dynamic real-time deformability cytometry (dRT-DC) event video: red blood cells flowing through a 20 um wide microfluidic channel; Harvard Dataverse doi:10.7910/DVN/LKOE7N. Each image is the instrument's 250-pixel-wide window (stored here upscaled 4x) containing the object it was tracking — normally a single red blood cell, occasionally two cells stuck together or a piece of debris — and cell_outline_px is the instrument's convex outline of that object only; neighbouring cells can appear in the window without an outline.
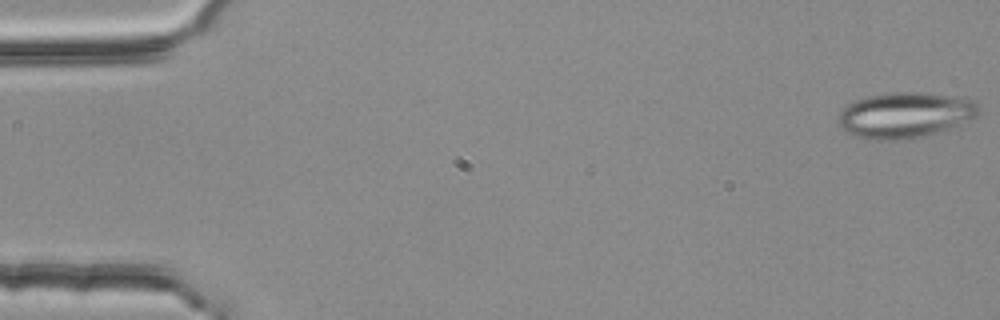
{"species": "common noctule bat (a hibernating species)", "species_latin": "Nyctalus noctula", "temperature_condition": "room temperature", "stored_images_in_passage": 54, "camera_frame_rate_fps": 3000, "um_per_image_px": 0.085, "animal": {"sex": "female", "body_mass_g": 25.1}, "frame": {"image": 1, "passage_image": 1, "time_ms": 0.0, "image_size_px": [1000, 320], "cell_outline_px": [[980, 108], [976, 116], [956, 124], [924, 136], [904, 140], [864, 140], [848, 132], [840, 124], [840, 112], [848, 104], [864, 96], [892, 92], [928, 92], [964, 96], [980, 104]], "centroid_in_image_um": [76.94, 9.75], "position_along_channel_um": 8.1, "area_um2": 37.4}}
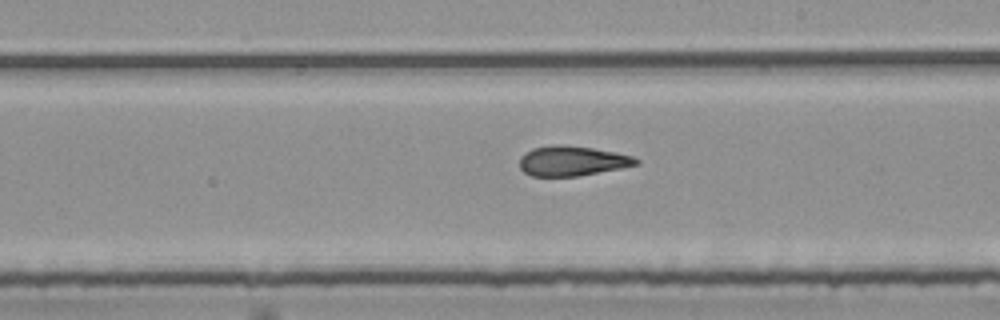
{"frame": {"image": 2, "passage_image": 31, "time_ms": 10.0, "image_size_px": [1000, 320], "cell_outline_px": [[640, 164], [580, 176], [532, 176], [524, 172], [520, 168], [520, 156], [524, 152], [532, 148], [556, 144], [592, 148], [616, 152], [632, 156], [640, 160]], "centroid_in_image_um": [48.62, 13.68], "position_along_channel_um": 240.4, "area_um2": 20.35}}
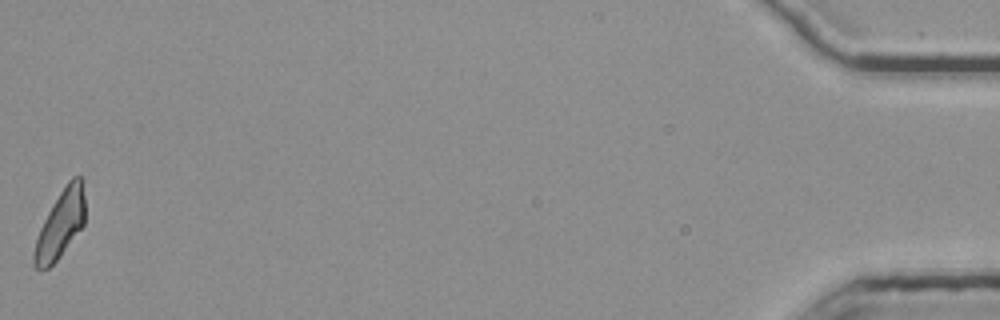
{"frame": {"image": 3, "passage_image": 54, "time_ms": 17.667, "image_size_px": [1000, 320], "cell_outline_px": [[84, 224], [56, 260], [48, 268], [36, 268], [32, 264], [32, 252], [40, 228], [48, 212], [60, 192], [68, 180], [72, 176], [80, 176], [84, 180]], "centroid_in_image_um": [5.13, 19.03], "position_along_channel_um": 430.1, "area_um2": 19.83}, "authors_computed_cell_mechanics": {"area_um2": 20.9236, "velocity_mm_per_s": 3.7966, "shape_relaxation_time_tau1_ms": null, "shape_relaxation_time_tau2_ms": 2.3282, "deformation_change_tau1": null, "deformation_change_tau2": 0.1157}}